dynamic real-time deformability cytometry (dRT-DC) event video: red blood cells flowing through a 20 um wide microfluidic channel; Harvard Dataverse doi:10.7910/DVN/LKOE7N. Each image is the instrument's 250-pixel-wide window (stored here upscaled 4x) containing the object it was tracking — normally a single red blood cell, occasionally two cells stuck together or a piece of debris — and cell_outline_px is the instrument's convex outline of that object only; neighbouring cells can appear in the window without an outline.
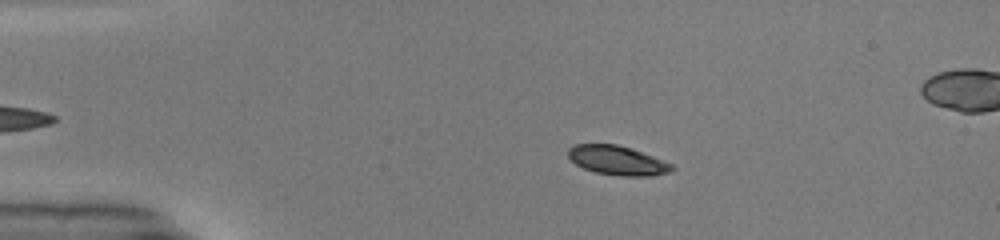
{"species": "common noctule bat (a hibernating species)", "species_latin": "Nyctalus noctula", "temperature_condition": "warm", "stored_images_in_passage": 43, "camera_frame_rate_fps": 3000, "um_per_image_px": 0.085, "animal": {"sex": "male", "body_mass_g": 19.0, "forearm_length_mm": 50.8}, "frame": {"image": 1, "passage_image": 10, "time_ms": 3.0, "image_size_px": [1000, 240], "cell_outline_px": [[676, 168], [668, 172], [652, 176], [620, 176], [596, 172], [584, 168], [576, 164], [568, 156], [568, 148], [572, 144], [616, 144], [632, 148], [672, 164]], "centroid_in_image_um": [52.47, 13.63], "position_along_channel_um": 32.5, "area_um2": 17.63}}
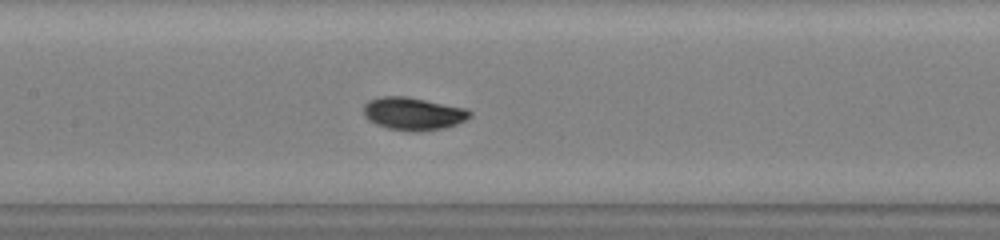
{"frame": {"image": 2, "passage_image": 24, "time_ms": 7.667, "image_size_px": [1000, 240], "cell_outline_px": [[472, 116], [456, 124], [444, 128], [416, 132], [388, 128], [376, 124], [368, 120], [364, 116], [364, 104], [368, 100], [380, 96], [404, 96], [464, 108], [472, 112]], "centroid_in_image_um": [35.09, 9.66], "position_along_channel_um": 172.3, "area_um2": 20.11}}
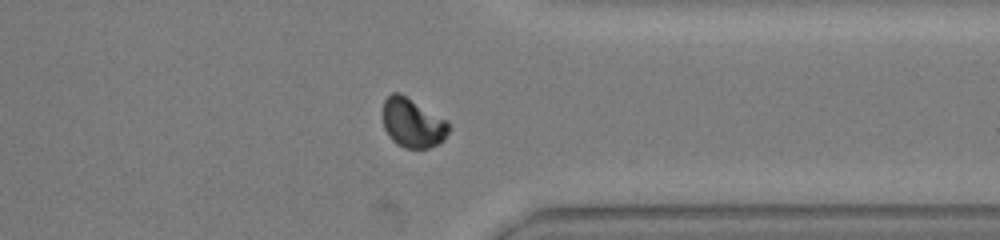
{"frame": {"image": 3, "passage_image": 39, "time_ms": 12.667, "image_size_px": [1000, 240], "cell_outline_px": [[448, 132], [444, 140], [428, 148], [404, 148], [396, 144], [392, 140], [384, 128], [384, 100], [392, 92], [400, 92], [448, 120]], "centroid_in_image_um": [35.08, 10.44], "position_along_channel_um": 376.3, "area_um2": 18.9}, "authors_computed_cell_mechanics": {"area_um2": 18.8428, "velocity_mm_per_s": 4.1297, "shape_relaxation_time_tau1_ms": 2.2898, "shape_relaxation_time_tau2_ms": null, "deformation_change_tau1": 0.1466, "deformation_change_tau2": null}}